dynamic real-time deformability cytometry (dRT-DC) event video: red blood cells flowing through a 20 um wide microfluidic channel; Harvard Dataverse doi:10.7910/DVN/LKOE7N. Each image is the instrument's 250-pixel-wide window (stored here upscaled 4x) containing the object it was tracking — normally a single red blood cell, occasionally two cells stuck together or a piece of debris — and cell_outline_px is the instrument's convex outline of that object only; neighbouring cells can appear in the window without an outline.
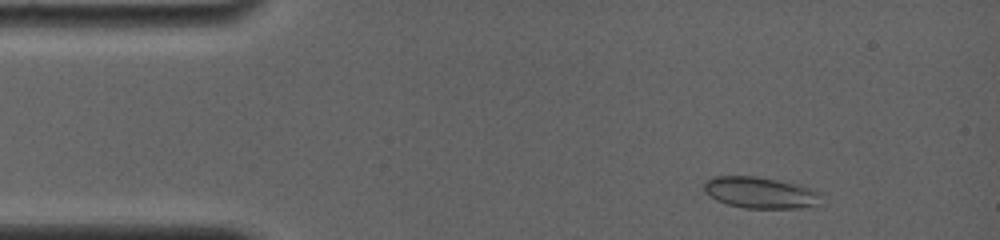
{"species": "common noctule bat (a hibernating species)", "species_latin": "Nyctalus noctula", "temperature_condition": "room temperature", "stored_images_in_passage": 59, "camera_frame_rate_fps": 4000, "um_per_image_px": 0.085, "animal": {"sex": "female", "body_mass_g": 19.0, "forearm_length_mm": 56.7}, "frame": {"image": 1, "passage_image": 5, "time_ms": 1.0, "image_size_px": [1000, 240], "cell_outline_px": [[824, 204], [812, 208], [744, 208], [728, 204], [716, 200], [704, 192], [704, 184], [712, 176], [756, 176], [800, 184], [824, 192]], "centroid_in_image_um": [64.79, 16.39], "position_along_channel_um": 20.2, "area_um2": 22.2}}
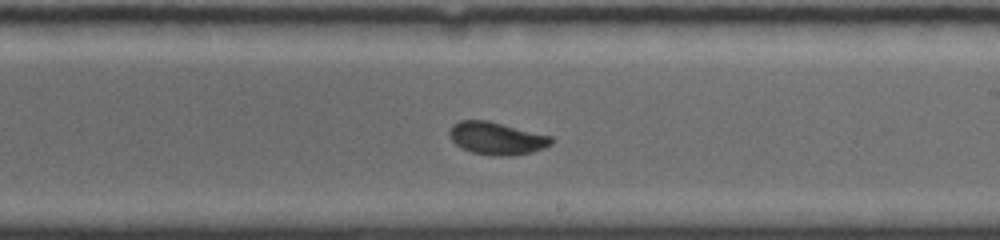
{"frame": {"image": 2, "passage_image": 36, "time_ms": 8.75, "image_size_px": [1000, 240], "cell_outline_px": [[552, 144], [544, 148], [532, 152], [516, 156], [492, 156], [472, 152], [456, 144], [448, 136], [448, 132], [452, 124], [460, 120], [488, 120], [552, 136]], "centroid_in_image_um": [42.22, 11.76], "position_along_channel_um": 246.8, "area_um2": 19.54}}
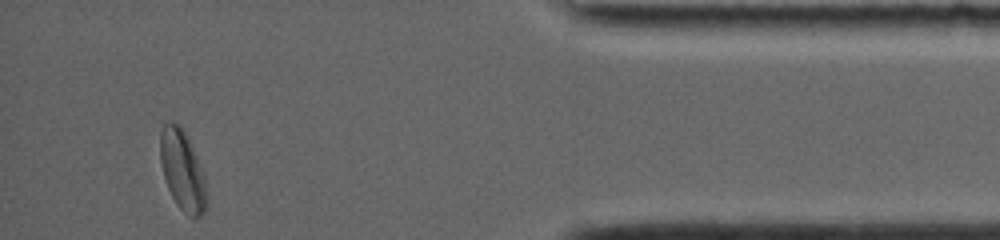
{"frame": {"image": 3, "passage_image": 58, "time_ms": 14.25, "image_size_px": [1000, 240], "cell_outline_px": [[208, 204], [204, 212], [196, 220], [188, 216], [176, 204], [168, 188], [164, 176], [160, 160], [160, 132], [164, 124], [176, 124], [184, 132], [188, 140], [204, 176], [208, 200]], "centroid_in_image_um": [15.52, 14.6], "position_along_channel_um": 419.7, "area_um2": 21.27}, "authors_computed_cell_mechanics": {"area_um2": 19.652, "velocity_mm_per_s": 3.8142, "shape_relaxation_time_tau1_ms": 6.8338, "shape_relaxation_time_tau2_ms": null, "deformation_change_tau1": 0.1758, "deformation_change_tau2": null}}